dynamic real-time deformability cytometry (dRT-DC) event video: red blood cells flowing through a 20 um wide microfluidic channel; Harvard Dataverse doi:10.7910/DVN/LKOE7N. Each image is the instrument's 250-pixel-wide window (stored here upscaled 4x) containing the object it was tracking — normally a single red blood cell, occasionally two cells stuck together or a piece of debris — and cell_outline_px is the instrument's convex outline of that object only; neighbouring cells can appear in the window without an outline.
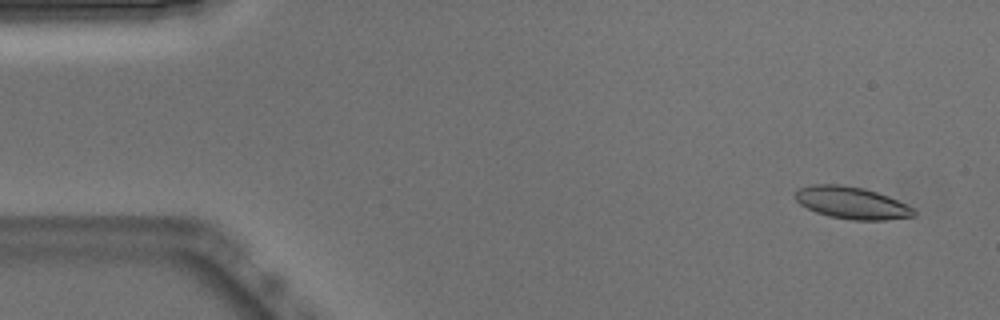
{"species": "Egyptian fruit bat (a non-hibernating species)", "species_latin": "Rousettus aegyptiacus", "temperature_condition": "warm", "stored_images_in_passage": 52, "camera_frame_rate_fps": 3000, "um_per_image_px": 0.085, "animal": {"sex": "male"}, "frame": {"image": 1, "passage_image": 3, "time_ms": 0.667, "image_size_px": [1000, 320], "cell_outline_px": [[916, 212], [912, 216], [888, 220], [852, 220], [828, 216], [816, 212], [800, 204], [796, 200], [796, 192], [800, 188], [812, 184], [840, 184], [864, 188], [888, 196], [912, 208]], "centroid_in_image_um": [72.37, 17.24], "position_along_channel_um": 12.6, "area_um2": 21.96}}
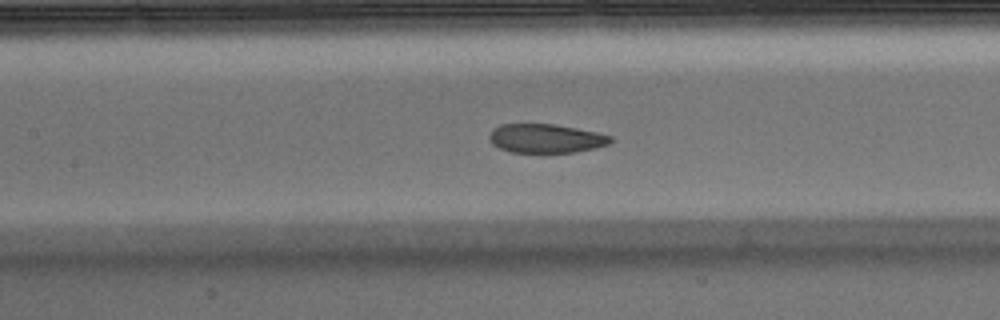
{"frame": {"image": 2, "passage_image": 23, "time_ms": 7.333, "image_size_px": [1000, 320], "cell_outline_px": [[612, 140], [608, 144], [592, 148], [572, 152], [512, 152], [500, 148], [492, 144], [488, 136], [492, 128], [500, 124], [552, 124], [576, 128], [596, 132], [612, 136]], "centroid_in_image_um": [46.35, 11.75], "position_along_channel_um": 161.1, "area_um2": 20.23}}
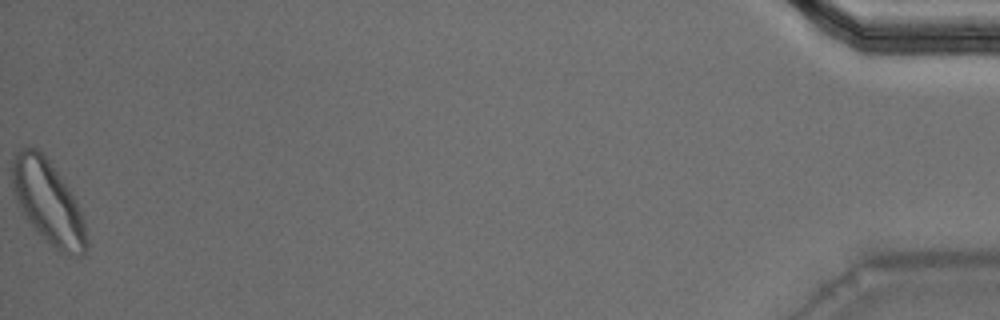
{"frame": {"image": 3, "passage_image": 52, "time_ms": 17.0, "image_size_px": [1000, 320], "cell_outline_px": [[88, 244], [84, 256], [68, 256], [60, 252], [36, 232], [24, 216], [20, 208], [12, 184], [12, 156], [20, 148], [36, 148], [44, 152], [72, 192], [84, 220], [88, 236]], "centroid_in_image_um": [4.11, 17.19], "position_along_channel_um": 431.1, "area_um2": 36.53}, "authors_computed_cell_mechanics": {"area_um2": 22.253, "velocity_mm_per_s": 3.8517, "shape_relaxation_time_tau1_ms": 3.273, "shape_relaxation_time_tau2_ms": 2.7636, "deformation_change_tau1": 0.1209, "deformation_change_tau2": 0.0736}}